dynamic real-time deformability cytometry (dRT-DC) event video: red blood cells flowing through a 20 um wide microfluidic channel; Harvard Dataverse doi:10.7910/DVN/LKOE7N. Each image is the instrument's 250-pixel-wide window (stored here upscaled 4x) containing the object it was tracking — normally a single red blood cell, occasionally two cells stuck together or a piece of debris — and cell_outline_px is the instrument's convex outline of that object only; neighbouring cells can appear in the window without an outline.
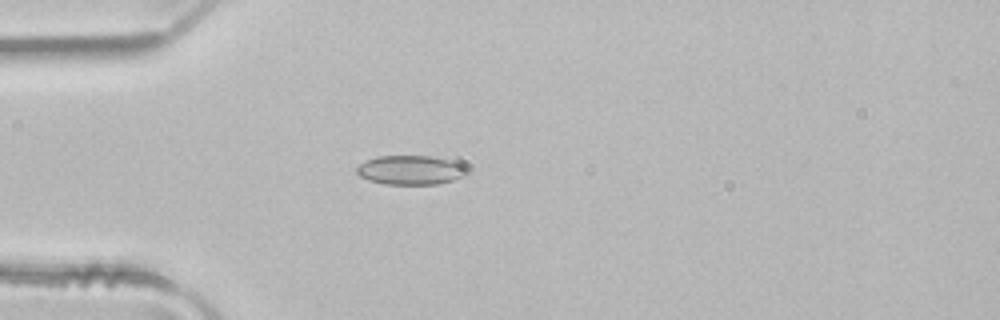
{"species": "common noctule bat (a hibernating species)", "species_latin": "Nyctalus noctula", "temperature_condition": "room temperature", "stored_images_in_passage": 3, "camera_frame_rate_fps": 3000, "um_per_image_px": 0.085, "animal": {"sex": "male", "body_mass_g": 21.5, "forearm_length_mm": 52.0}, "frame": {"image": 1, "passage_image": 3, "time_ms": 0.667, "image_size_px": [1000, 320], "cell_outline_px": [[468, 172], [464, 176], [452, 180], [436, 184], [384, 184], [368, 180], [360, 176], [356, 172], [356, 168], [360, 164], [376, 156], [432, 156], [460, 160], [468, 168]], "centroid_in_image_um": [34.98, 14.44], "position_along_channel_um": 50.0, "area_um2": 19.13}}